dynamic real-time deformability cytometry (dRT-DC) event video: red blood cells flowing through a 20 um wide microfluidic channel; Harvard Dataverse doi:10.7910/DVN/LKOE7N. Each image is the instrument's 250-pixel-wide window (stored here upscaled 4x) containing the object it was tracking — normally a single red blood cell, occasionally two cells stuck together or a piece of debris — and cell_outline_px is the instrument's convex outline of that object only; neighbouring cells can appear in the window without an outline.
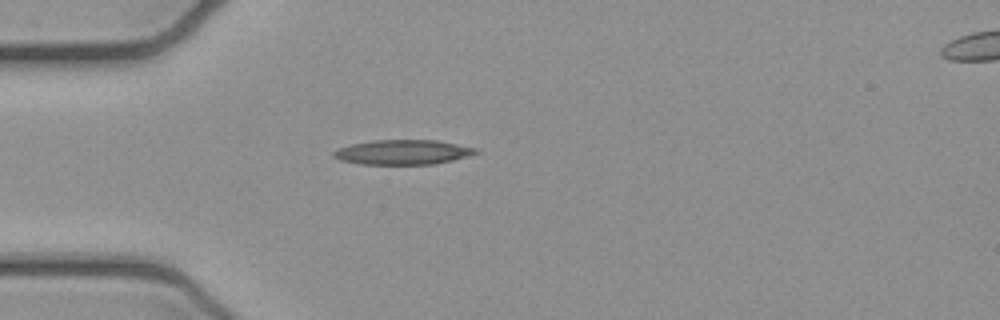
{"species": "common noctule bat (a hibernating species)", "species_latin": "Nyctalus noctula", "temperature_condition": "cold", "stored_images_in_passage": 3, "camera_frame_rate_fps": 3000, "um_per_image_px": 0.085, "animal": {"sex": "female", "body_mass_g": 21.9}, "frame": {"image": 1, "passage_image": 3, "time_ms": 0.667, "image_size_px": [1000, 320], "cell_outline_px": [[480, 152], [468, 156], [452, 160], [432, 164], [360, 164], [340, 160], [332, 156], [332, 152], [336, 148], [352, 144], [372, 140], [436, 140], [476, 148]], "centroid_in_image_um": [34.2, 12.93], "position_along_channel_um": 50.8, "area_um2": 20.46}}